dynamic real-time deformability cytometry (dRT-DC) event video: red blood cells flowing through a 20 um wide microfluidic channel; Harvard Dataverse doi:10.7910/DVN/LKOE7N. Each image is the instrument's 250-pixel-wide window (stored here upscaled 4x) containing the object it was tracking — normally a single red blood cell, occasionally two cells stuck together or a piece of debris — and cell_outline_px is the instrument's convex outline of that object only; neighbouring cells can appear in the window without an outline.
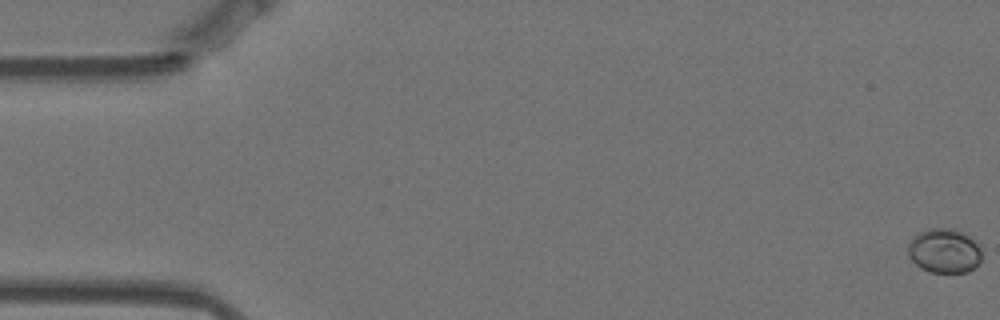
{"species": "Egyptian fruit bat (a non-hibernating species)", "species_latin": "Rousettus aegyptiacus", "temperature_condition": "warm", "stored_images_in_passage": 59, "camera_frame_rate_fps": 3000, "um_per_image_px": 0.085, "animal": {"sex": "female"}, "frame": {"image": 1, "passage_image": 1, "time_ms": 0.0, "image_size_px": [1000, 320], "cell_outline_px": [[980, 260], [968, 272], [928, 272], [920, 268], [908, 256], [908, 240], [916, 232], [928, 228], [948, 228], [972, 236], [980, 248]], "centroid_in_image_um": [80.2, 21.3], "position_along_channel_um": 4.8, "area_um2": 19.25}}
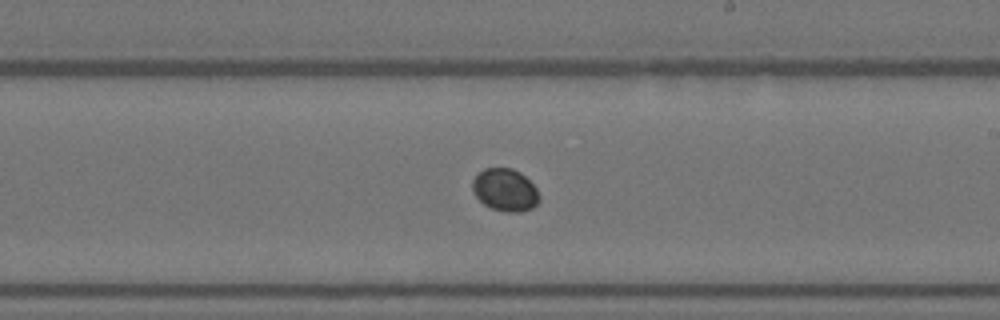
{"frame": {"image": 2, "passage_image": 34, "time_ms": 11.0, "image_size_px": [1000, 320], "cell_outline_px": [[540, 200], [532, 208], [520, 212], [508, 212], [492, 208], [484, 204], [472, 192], [472, 180], [484, 168], [512, 168], [520, 172], [536, 188], [540, 196]], "centroid_in_image_um": [42.93, 16.14], "position_along_channel_um": 246.1, "area_um2": 16.47}}
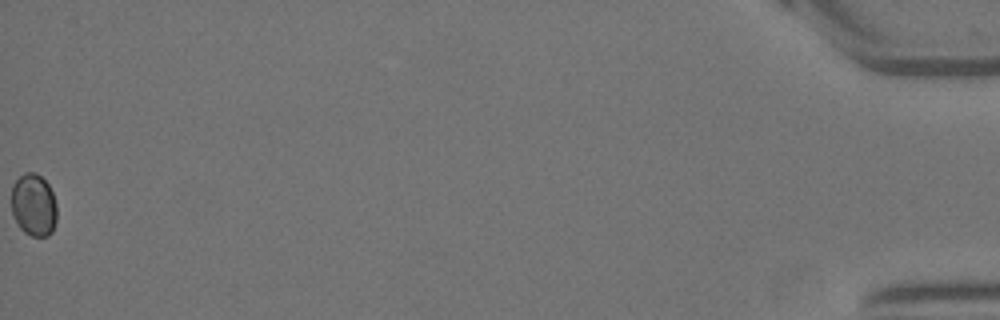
{"frame": {"image": 3, "passage_image": 59, "time_ms": 19.333, "image_size_px": [1000, 320], "cell_outline_px": [[56, 220], [52, 232], [48, 236], [32, 236], [24, 232], [20, 228], [12, 212], [12, 184], [24, 172], [36, 172], [48, 184], [52, 192], [56, 204]], "centroid_in_image_um": [2.86, 17.42], "position_along_channel_um": 432.3, "area_um2": 16.53}}